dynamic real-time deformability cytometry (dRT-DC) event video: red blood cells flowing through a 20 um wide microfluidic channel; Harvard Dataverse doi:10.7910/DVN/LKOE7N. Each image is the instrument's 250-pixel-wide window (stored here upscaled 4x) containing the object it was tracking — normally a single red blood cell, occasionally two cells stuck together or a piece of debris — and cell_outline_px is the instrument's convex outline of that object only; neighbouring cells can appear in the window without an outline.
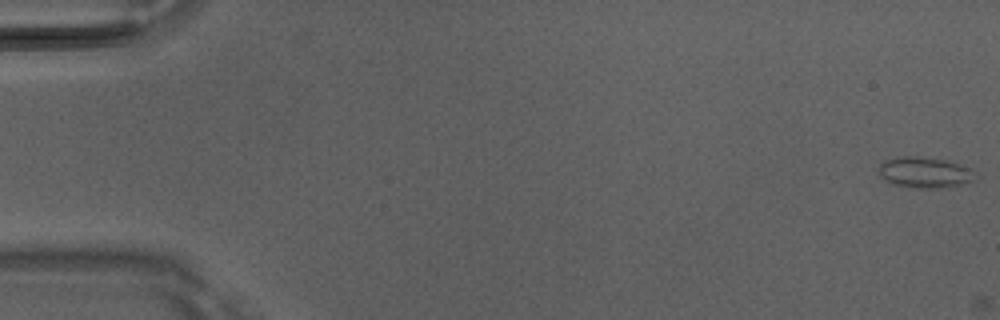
{"species": "Egyptian fruit bat (a non-hibernating species)", "species_latin": "Rousettus aegyptiacus", "temperature_condition": "room temperature", "stored_images_in_passage": 6, "camera_frame_rate_fps": 3000, "um_per_image_px": 0.085, "animal": {"sex": "male"}, "frame": {"image": 1, "passage_image": 6, "time_ms": 1.667, "image_size_px": [1000, 320], "cell_outline_px": [[972, 180], [960, 184], [944, 188], [916, 188], [892, 184], [880, 176], [880, 164], [884, 160], [900, 156], [916, 156], [944, 160], [972, 168]], "centroid_in_image_um": [78.54, 14.66], "position_along_channel_um": 6.5, "area_um2": 17.05}}